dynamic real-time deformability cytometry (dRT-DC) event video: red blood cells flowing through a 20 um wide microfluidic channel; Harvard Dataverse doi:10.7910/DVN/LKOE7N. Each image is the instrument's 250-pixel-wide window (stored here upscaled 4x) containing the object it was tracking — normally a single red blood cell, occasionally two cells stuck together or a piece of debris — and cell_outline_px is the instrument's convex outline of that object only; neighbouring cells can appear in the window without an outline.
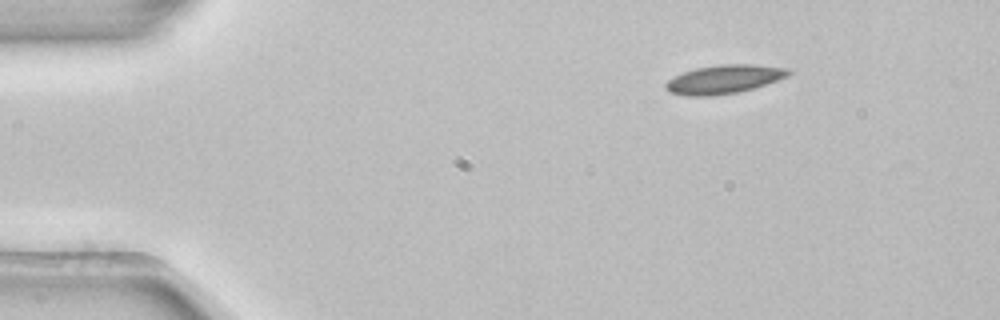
{"species": "common noctule bat (a hibernating species)", "species_latin": "Nyctalus noctula", "temperature_condition": "room temperature", "stored_images_in_passage": 4, "camera_frame_rate_fps": 3000, "um_per_image_px": 0.085, "animal": {"sex": "female", "body_mass_g": 22.7, "forearm_length_mm": 54.2}, "frame": {"image": 1, "passage_image": 1, "time_ms": 0.0, "image_size_px": [1000, 320], "cell_outline_px": [[792, 72], [788, 76], [752, 88], [736, 92], [712, 96], [684, 96], [668, 92], [664, 88], [664, 84], [668, 80], [684, 72], [696, 68], [720, 64], [752, 64], [788, 68]], "centroid_in_image_um": [61.5, 6.74], "position_along_channel_um": 23.5, "area_um2": 20.4}}
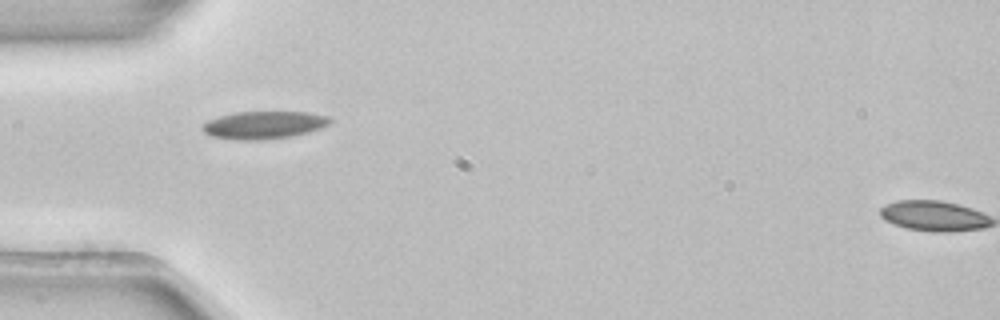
{"frame": {"image": 2, "passage_image": 3, "time_ms": 0.667, "image_size_px": [1000, 320], "cell_outline_px": [[332, 120], [328, 124], [320, 128], [308, 132], [292, 136], [260, 140], [236, 140], [212, 136], [204, 132], [200, 128], [200, 124], [208, 120], [220, 116], [236, 112], [308, 112], [328, 116]], "centroid_in_image_um": [22.39, 10.62], "position_along_channel_um": 62.6, "area_um2": 20.58}}